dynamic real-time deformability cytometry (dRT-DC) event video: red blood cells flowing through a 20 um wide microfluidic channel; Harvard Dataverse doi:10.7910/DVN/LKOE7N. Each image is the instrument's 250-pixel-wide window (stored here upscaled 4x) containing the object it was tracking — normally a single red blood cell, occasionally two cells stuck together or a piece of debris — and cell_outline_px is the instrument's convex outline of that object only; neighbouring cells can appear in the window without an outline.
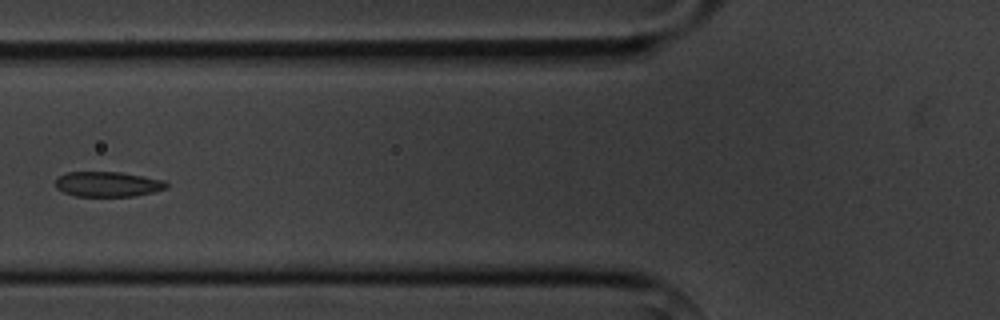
{"species": "common noctule bat (a hibernating species)", "species_latin": "Nyctalus noctula", "temperature_condition": "cold", "stored_images_in_passage": 8, "camera_frame_rate_fps": 3000, "um_per_image_px": 0.085, "animal": {"sex": "male", "body_mass_g": 20.1, "forearm_length_mm": 53.5}, "frame": {"image": 1, "passage_image": 7, "time_ms": 7.0, "image_size_px": [1000, 320], "cell_outline_px": [[168, 188], [136, 196], [76, 196], [64, 192], [56, 188], [56, 180], [60, 176], [68, 172], [120, 172], [144, 176], [164, 180], [168, 184]], "centroid_in_image_um": [9.19, 15.65], "position_along_channel_um": 116.6, "area_um2": 16.18}}
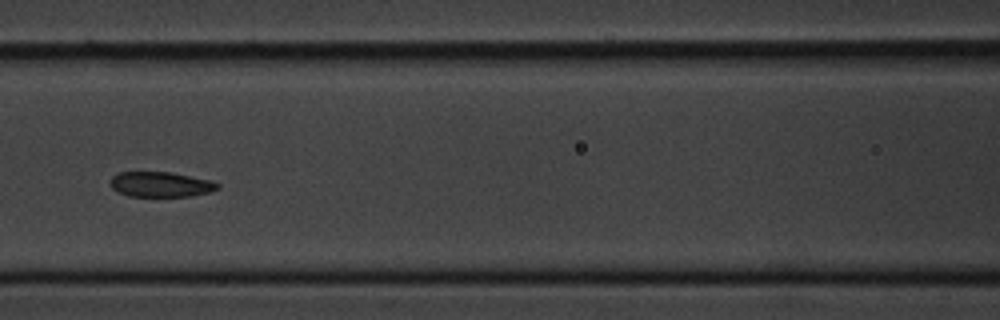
{"frame": {"image": 2, "passage_image": 8, "time_ms": 8.0, "image_size_px": [1000, 320], "cell_outline_px": [[220, 188], [208, 192], [188, 196], [128, 196], [112, 188], [108, 184], [112, 176], [120, 172], [172, 172], [208, 180], [220, 184]], "centroid_in_image_um": [13.62, 15.67], "position_along_channel_um": 153.0, "area_um2": 15.61}}